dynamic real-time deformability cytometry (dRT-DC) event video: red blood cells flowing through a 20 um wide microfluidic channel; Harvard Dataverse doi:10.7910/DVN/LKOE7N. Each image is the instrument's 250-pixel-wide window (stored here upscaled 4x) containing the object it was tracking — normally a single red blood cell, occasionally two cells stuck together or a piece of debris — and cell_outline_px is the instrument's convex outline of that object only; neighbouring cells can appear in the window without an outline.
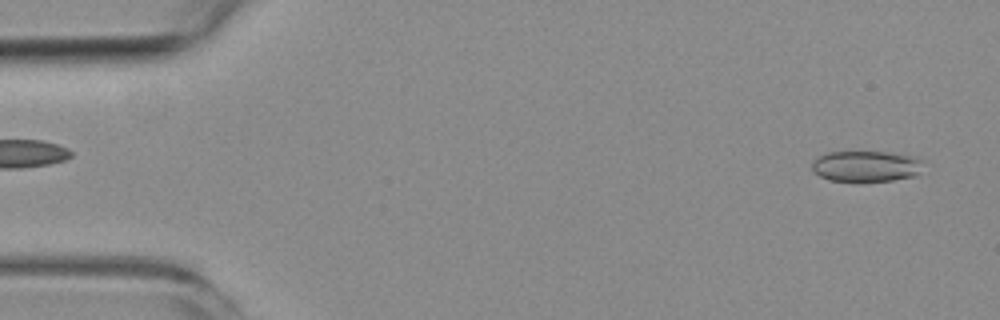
{"species": "common noctule bat (a hibernating species)", "species_latin": "Nyctalus noctula", "temperature_condition": "room temperature", "stored_images_in_passage": 5, "segment_of_instrument_passage": [2, 2], "camera_frame_rate_fps": 3000, "um_per_image_px": 0.085, "animal": {"sex": "female", "body_mass_g": 19.3, "forearm_length_mm": 54.1}, "frame": {"image": 1, "passage_image": 5, "time_ms": 4.667, "image_size_px": [1000, 320], "cell_outline_px": [[924, 164], [916, 176], [892, 180], [828, 180], [812, 172], [812, 160], [828, 152], [888, 152], [920, 156], [924, 160]], "centroid_in_image_um": [73.67, 14.1], "position_along_channel_um": 11.3, "area_um2": 20.17}}